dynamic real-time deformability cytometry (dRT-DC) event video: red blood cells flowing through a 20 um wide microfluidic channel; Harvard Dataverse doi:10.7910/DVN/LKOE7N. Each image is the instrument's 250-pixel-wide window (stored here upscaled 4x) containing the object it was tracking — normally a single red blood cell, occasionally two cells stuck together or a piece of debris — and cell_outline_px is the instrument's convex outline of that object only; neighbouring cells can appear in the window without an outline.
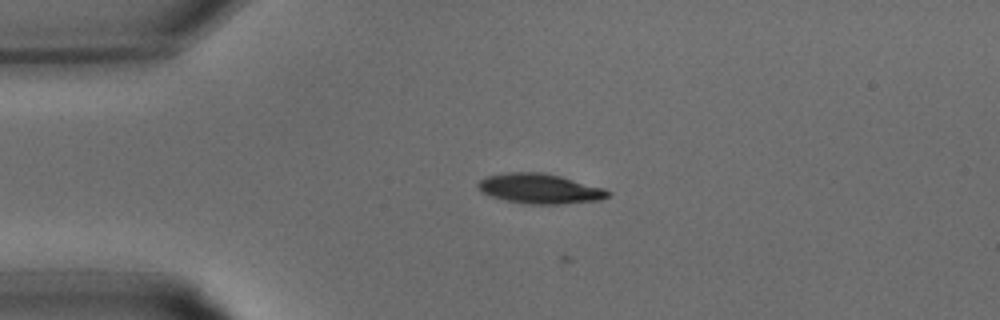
{"species": "common noctule bat (a hibernating species)", "species_latin": "Nyctalus noctula", "temperature_condition": "warm", "stored_images_in_passage": 27, "camera_frame_rate_fps": 3000, "um_per_image_px": 0.085, "animal": {"sex": "male", "body_mass_g": 15.6}, "frame": {"image": 1, "passage_image": 2, "time_ms": 0.333, "image_size_px": [1000, 320], "cell_outline_px": [[612, 192], [608, 196], [600, 200], [560, 204], [524, 204], [504, 200], [480, 192], [476, 188], [476, 184], [480, 180], [488, 176], [504, 172], [544, 172], [560, 176], [604, 188]], "centroid_in_image_um": [45.85, 16.03], "position_along_channel_um": 39.2, "area_um2": 22.83}}
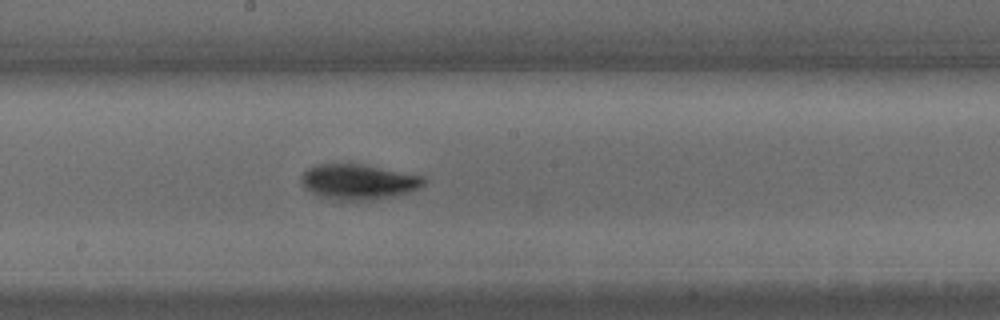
{"frame": {"image": 2, "passage_image": 12, "time_ms": 3.667, "image_size_px": [1000, 320], "cell_outline_px": [[428, 180], [424, 184], [408, 192], [392, 196], [372, 200], [348, 200], [320, 196], [304, 188], [300, 180], [300, 176], [308, 168], [316, 164], [360, 164], [424, 176]], "centroid_in_image_um": [30.45, 15.44], "position_along_channel_um": 217.8, "area_um2": 24.85}}
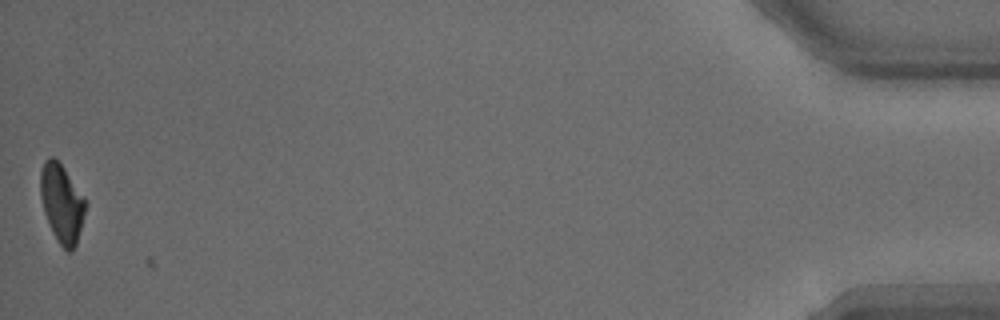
{"frame": {"image": 3, "passage_image": 27, "time_ms": 8.667, "image_size_px": [1000, 320], "cell_outline_px": [[88, 204], [76, 244], [68, 252], [60, 244], [44, 212], [40, 196], [40, 172], [44, 160], [52, 156], [64, 168], [88, 200]], "centroid_in_image_um": [5.28, 17.23], "position_along_channel_um": 429.9, "area_um2": 20.46}}